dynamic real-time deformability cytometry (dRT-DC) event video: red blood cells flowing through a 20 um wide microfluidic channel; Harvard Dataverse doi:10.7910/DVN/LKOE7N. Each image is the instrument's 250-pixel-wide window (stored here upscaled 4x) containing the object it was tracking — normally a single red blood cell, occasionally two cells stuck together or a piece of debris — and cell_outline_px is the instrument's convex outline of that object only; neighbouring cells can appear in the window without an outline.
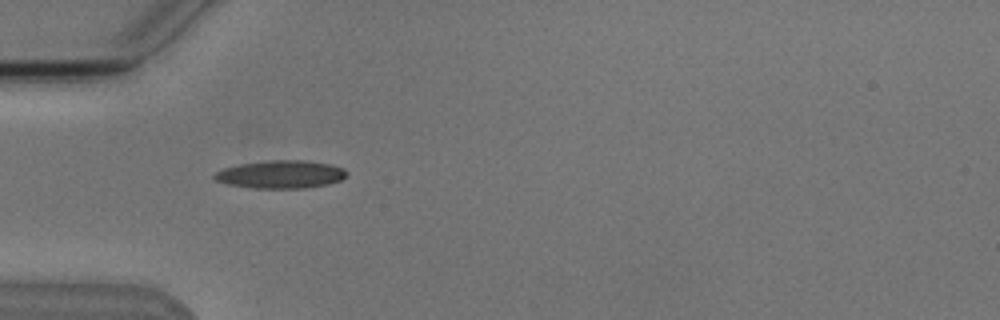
{"species": "Egyptian fruit bat (a non-hibernating species)", "species_latin": "Rousettus aegyptiacus", "temperature_condition": "cold", "stored_images_in_passage": 6, "camera_frame_rate_fps": 3000, "um_per_image_px": 0.085, "animal": {"sex": "male"}, "frame": {"image": 1, "passage_image": 6, "time_ms": 5.667, "image_size_px": [1000, 320], "cell_outline_px": [[348, 172], [340, 180], [328, 184], [304, 188], [252, 188], [228, 184], [216, 180], [212, 176], [216, 172], [224, 168], [244, 164], [272, 160], [304, 160], [328, 164], [344, 168]], "centroid_in_image_um": [23.87, 14.83], "position_along_channel_um": 61.1, "area_um2": 21.21}}